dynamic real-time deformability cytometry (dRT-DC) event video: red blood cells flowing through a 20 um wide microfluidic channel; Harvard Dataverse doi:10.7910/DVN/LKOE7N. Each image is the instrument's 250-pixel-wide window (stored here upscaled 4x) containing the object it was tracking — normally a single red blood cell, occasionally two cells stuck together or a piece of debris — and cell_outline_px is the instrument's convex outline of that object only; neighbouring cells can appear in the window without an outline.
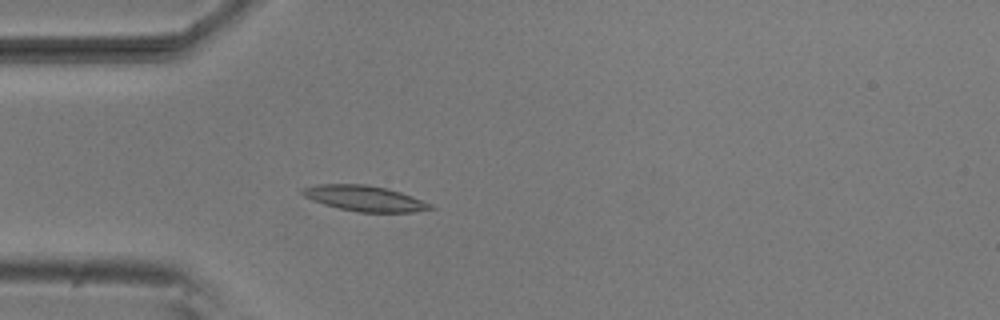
{"species": "common noctule bat (a hibernating species)", "species_latin": "Nyctalus noctula", "temperature_condition": "room temperature", "stored_images_in_passage": 4, "camera_frame_rate_fps": 3000, "um_per_image_px": 0.085, "animal": {"sex": "male", "body_mass_g": 20.5, "forearm_length_mm": 52.5}, "frame": {"image": 1, "passage_image": 4, "time_ms": 1.0, "image_size_px": [1000, 320], "cell_outline_px": [[436, 208], [412, 212], [360, 212], [340, 208], [324, 204], [312, 200], [304, 196], [300, 192], [300, 188], [316, 184], [364, 184], [388, 188], [412, 196], [432, 204]], "centroid_in_image_um": [30.98, 16.85], "position_along_channel_um": 54.0, "area_um2": 19.07}}